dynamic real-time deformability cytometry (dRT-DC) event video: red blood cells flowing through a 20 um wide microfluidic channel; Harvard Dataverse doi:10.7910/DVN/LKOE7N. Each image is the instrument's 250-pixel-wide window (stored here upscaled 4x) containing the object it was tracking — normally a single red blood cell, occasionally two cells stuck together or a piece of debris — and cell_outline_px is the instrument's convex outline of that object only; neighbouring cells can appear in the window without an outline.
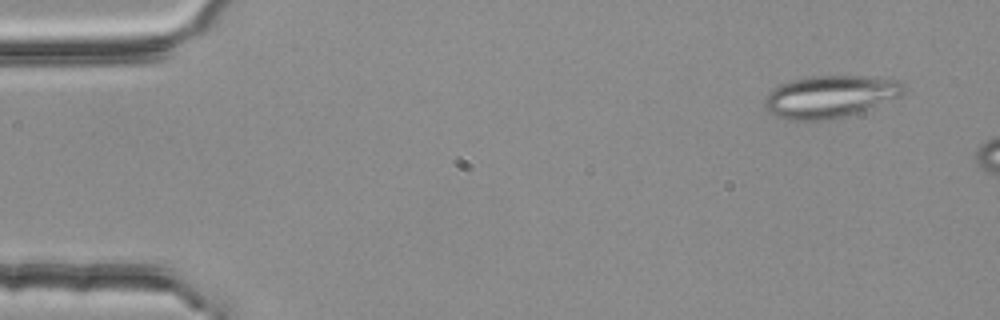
{"species": "common noctule bat (a hibernating species)", "species_latin": "Nyctalus noctula", "temperature_condition": "room temperature", "stored_images_in_passage": 5, "camera_frame_rate_fps": 3000, "um_per_image_px": 0.085, "animal": {"sex": "female", "body_mass_g": 25.1}, "frame": {"image": 1, "passage_image": 5, "time_ms": 1.333, "image_size_px": [1000, 320], "cell_outline_px": [[904, 92], [900, 96], [860, 112], [844, 116], [824, 120], [788, 120], [776, 116], [768, 112], [764, 108], [764, 96], [772, 88], [780, 84], [792, 80], [812, 76], [888, 76], [900, 80], [904, 84]], "centroid_in_image_um": [70.56, 8.19], "position_along_channel_um": 14.4, "area_um2": 34.68}}